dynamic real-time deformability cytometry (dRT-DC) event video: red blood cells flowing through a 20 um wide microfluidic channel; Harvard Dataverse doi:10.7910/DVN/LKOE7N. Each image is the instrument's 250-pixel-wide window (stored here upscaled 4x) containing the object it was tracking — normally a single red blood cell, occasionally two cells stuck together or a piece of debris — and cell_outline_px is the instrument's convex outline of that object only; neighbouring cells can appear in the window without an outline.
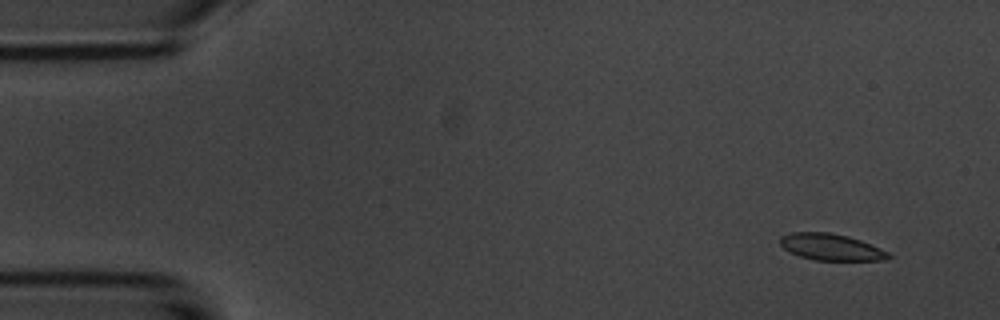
{"species": "common noctule bat (a hibernating species)", "species_latin": "Nyctalus noctula", "temperature_condition": "room temperature", "stored_images_in_passage": 51, "camera_frame_rate_fps": 3000, "um_per_image_px": 0.085, "animal": {"sex": "male", "body_mass_g": 20.1, "forearm_length_mm": 53.5}, "frame": {"image": 1, "passage_image": 1, "time_ms": 0.0, "image_size_px": [1000, 320], "cell_outline_px": [[892, 256], [888, 260], [816, 260], [800, 256], [788, 252], [780, 244], [780, 236], [792, 232], [828, 232], [848, 236], [860, 240], [880, 248], [888, 252]], "centroid_in_image_um": [70.63, 21.0], "position_along_channel_um": 14.4, "area_um2": 16.76}}
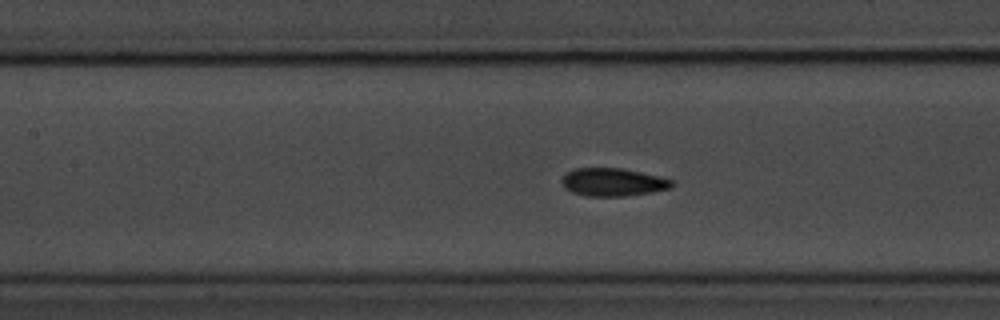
{"frame": {"image": 2, "passage_image": 21, "time_ms": 6.667, "image_size_px": [1000, 320], "cell_outline_px": [[672, 188], [652, 192], [624, 196], [584, 196], [572, 192], [564, 188], [560, 180], [568, 172], [576, 168], [620, 168], [640, 172], [672, 180]], "centroid_in_image_um": [52.06, 15.49], "position_along_channel_um": 155.3, "area_um2": 17.8}}
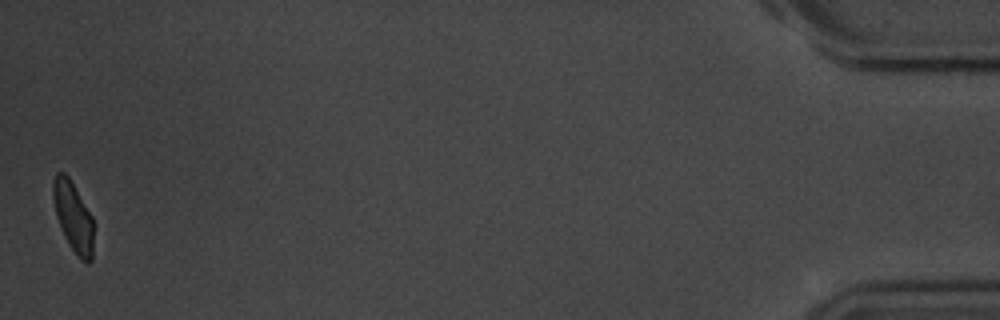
{"frame": {"image": 3, "passage_image": 51, "time_ms": 16.667, "image_size_px": [1000, 320], "cell_outline_px": [[92, 260], [88, 264], [80, 260], [68, 244], [60, 228], [56, 216], [52, 196], [52, 184], [56, 172], [64, 172], [68, 176], [92, 216]], "centroid_in_image_um": [6.19, 18.44], "position_along_channel_um": 429.0, "area_um2": 16.47}, "authors_computed_cell_mechanics": {"area_um2": 17.5134, "velocity_mm_per_s": 3.6808, "shape_relaxation_time_tau1_ms": 2.1601, "shape_relaxation_time_tau2_ms": 1.4926, "deformation_change_tau1": 0.1004, "deformation_change_tau2": 0.0631}}